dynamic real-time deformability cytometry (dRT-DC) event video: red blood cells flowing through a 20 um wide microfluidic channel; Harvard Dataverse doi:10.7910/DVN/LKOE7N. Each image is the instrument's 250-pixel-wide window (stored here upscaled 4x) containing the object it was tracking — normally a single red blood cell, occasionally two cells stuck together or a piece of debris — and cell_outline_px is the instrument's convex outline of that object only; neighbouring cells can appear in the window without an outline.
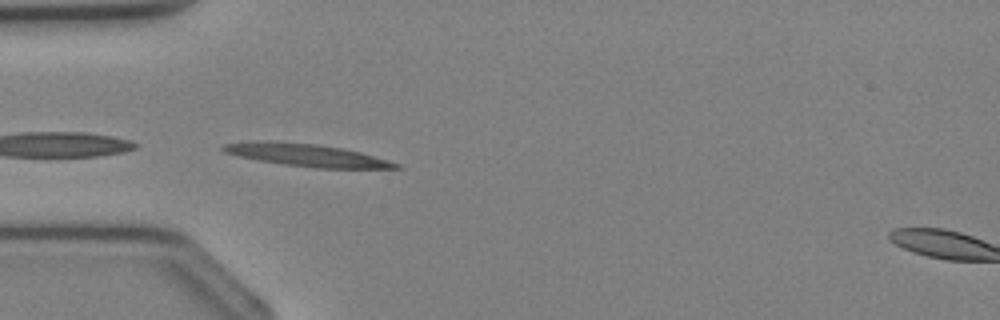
{"species": "Egyptian fruit bat (a non-hibernating species)", "species_latin": "Rousettus aegyptiacus", "temperature_condition": "cold", "stored_images_in_passage": 28, "camera_frame_rate_fps": 3000, "um_per_image_px": 0.085, "animal": {"sex": "female"}, "frame": {"image": 1, "passage_image": 3, "time_ms": 0.667, "image_size_px": [1000, 320], "cell_outline_px": [[404, 168], [316, 168], [284, 164], [260, 160], [240, 156], [224, 152], [220, 148], [224, 144], [252, 140], [276, 140], [316, 144], [340, 148], [360, 152], [388, 160], [400, 164]], "centroid_in_image_um": [26.03, 13.16], "position_along_channel_um": 59.0, "area_um2": 22.6}}
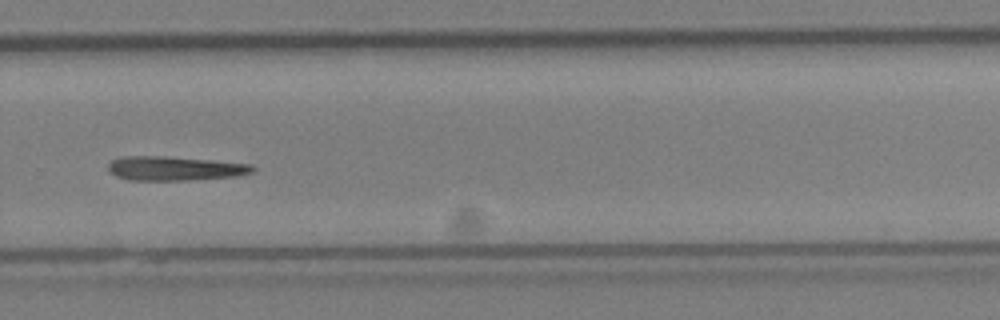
{"frame": {"image": 2, "passage_image": 17, "time_ms": 5.333, "image_size_px": [1000, 320], "cell_outline_px": [[256, 168], [252, 172], [236, 176], [188, 180], [128, 180], [116, 176], [108, 168], [108, 164], [112, 160], [120, 156], [164, 156], [252, 164]], "centroid_in_image_um": [14.83, 14.31], "position_along_channel_um": 315.0, "area_um2": 20.23}}
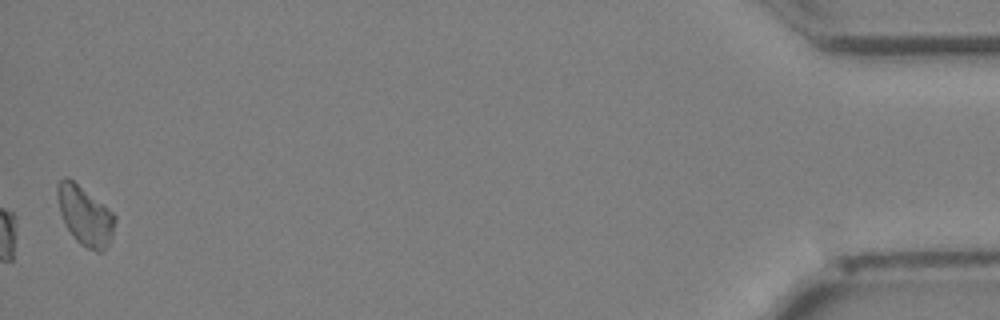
{"frame": {"image": 3, "passage_image": 28, "time_ms": 9.0, "image_size_px": [1000, 320], "cell_outline_px": [[116, 220], [112, 236], [108, 244], [100, 252], [96, 252], [80, 244], [76, 240], [64, 224], [60, 212], [56, 192], [56, 184], [64, 176], [68, 176], [112, 212], [116, 216]], "centroid_in_image_um": [7.2, 18.31], "position_along_channel_um": 428.0, "area_um2": 19.71}}